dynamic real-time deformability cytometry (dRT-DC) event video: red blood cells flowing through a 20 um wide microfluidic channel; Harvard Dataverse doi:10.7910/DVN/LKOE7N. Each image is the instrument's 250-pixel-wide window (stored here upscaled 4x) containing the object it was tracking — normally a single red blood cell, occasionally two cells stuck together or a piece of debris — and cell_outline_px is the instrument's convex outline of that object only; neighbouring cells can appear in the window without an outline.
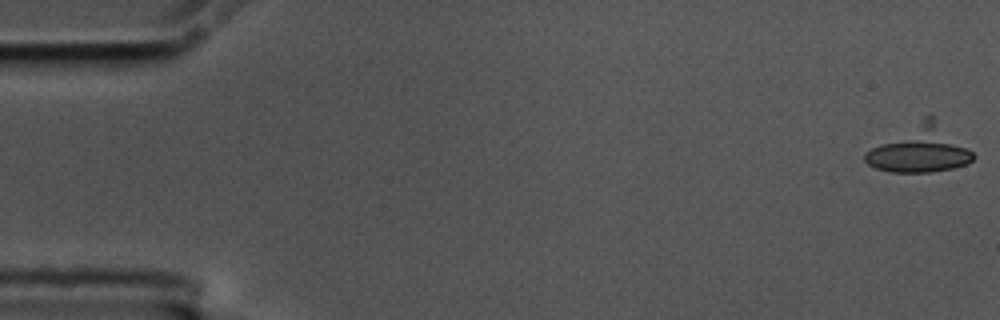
{"species": "common noctule bat (a hibernating species)", "species_latin": "Nyctalus noctula", "temperature_condition": "cold", "stored_images_in_passage": 9, "camera_frame_rate_fps": 3000, "um_per_image_px": 0.085, "animal": {"sex": "male", "body_mass_g": 17.5, "forearm_length_mm": 52.3}, "frame": {"image": 1, "passage_image": 1, "time_ms": 0.0, "image_size_px": [1000, 320], "cell_outline_px": [[976, 156], [968, 164], [952, 168], [932, 172], [888, 172], [876, 168], [868, 164], [864, 160], [864, 152], [924, 116], [932, 112]], "centroid_in_image_um": [78.21, 12.66], "position_along_channel_um": 6.8, "area_um2": 29.42}}